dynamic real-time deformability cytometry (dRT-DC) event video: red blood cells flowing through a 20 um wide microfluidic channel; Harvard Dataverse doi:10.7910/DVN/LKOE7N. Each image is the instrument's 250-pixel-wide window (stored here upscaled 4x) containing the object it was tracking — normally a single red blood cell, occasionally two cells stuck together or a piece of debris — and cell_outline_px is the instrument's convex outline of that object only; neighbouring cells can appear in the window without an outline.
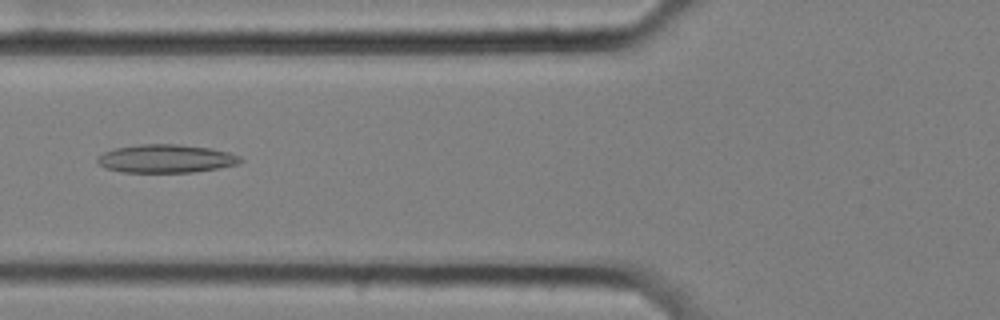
{"species": "common noctule bat (a hibernating species)", "species_latin": "Nyctalus noctula", "temperature_condition": "cold", "stored_images_in_passage": 57, "camera_frame_rate_fps": 3000, "um_per_image_px": 0.085, "animal": {"sex": "female", "body_mass_g": 25.1}, "frame": {"image": 1, "passage_image": 22, "time_ms": 7.0, "image_size_px": [1000, 320], "cell_outline_px": [[244, 160], [236, 164], [220, 168], [192, 172], [124, 172], [108, 168], [100, 164], [96, 160], [96, 156], [104, 152], [116, 148], [140, 144], [180, 144], [212, 148], [228, 152], [240, 156]], "centroid_in_image_um": [14.13, 13.47], "position_along_channel_um": 111.7, "area_um2": 23.52}}
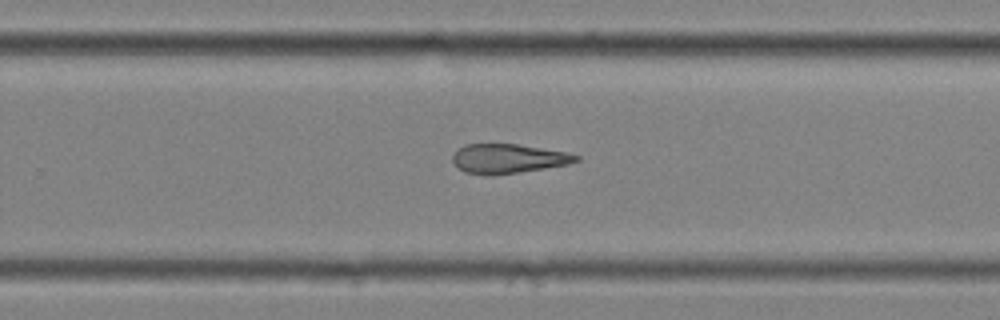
{"frame": {"image": 2, "passage_image": 37, "time_ms": 12.0, "image_size_px": [1000, 320], "cell_outline_px": [[580, 160], [568, 164], [544, 168], [492, 176], [464, 172], [452, 160], [452, 156], [464, 144], [516, 144], [564, 152], [580, 156]], "centroid_in_image_um": [43.18, 13.49], "position_along_channel_um": 286.6, "area_um2": 20.81}}
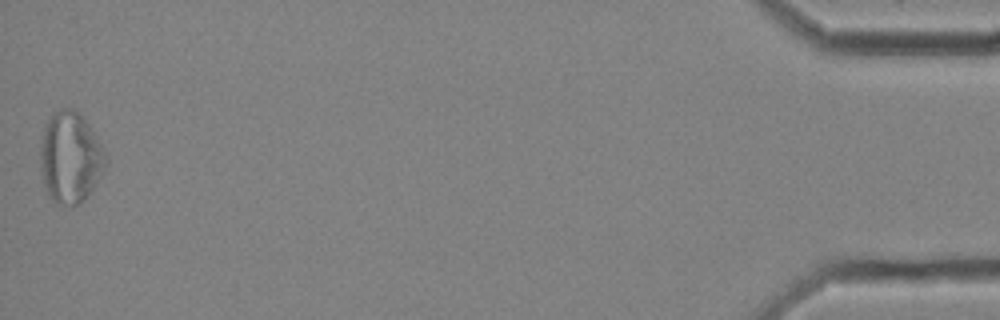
{"frame": {"image": 3, "passage_image": 57, "time_ms": 18.667, "image_size_px": [1000, 320], "cell_outline_px": [[108, 164], [84, 200], [80, 204], [56, 204], [48, 196], [44, 184], [40, 168], [40, 152], [44, 124], [48, 116], [52, 112], [64, 108], [72, 108], [80, 112], [96, 136], [108, 156]], "centroid_in_image_um": [5.97, 13.36], "position_along_channel_um": 429.2, "area_um2": 35.03}, "authors_computed_cell_mechanics": {"area_um2": 26.0678, "velocity_mm_per_s": 3.5017, "shape_relaxation_time_tau1_ms": null, "shape_relaxation_time_tau2_ms": 4.204, "deformation_change_tau1": null, "deformation_change_tau2": 0.1317}}